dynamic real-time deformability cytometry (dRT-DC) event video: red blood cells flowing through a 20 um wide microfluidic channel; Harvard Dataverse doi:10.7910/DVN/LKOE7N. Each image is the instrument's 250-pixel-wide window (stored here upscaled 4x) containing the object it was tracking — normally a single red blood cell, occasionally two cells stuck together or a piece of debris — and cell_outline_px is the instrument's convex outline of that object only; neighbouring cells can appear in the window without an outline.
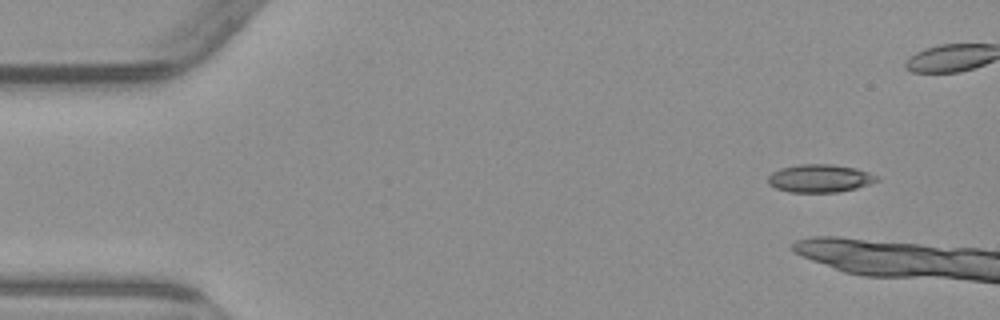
{"species": "common noctule bat (a hibernating species)", "species_latin": "Nyctalus noctula", "temperature_condition": "warm", "stored_images_in_passage": 3, "camera_frame_rate_fps": 3000, "um_per_image_px": 0.085, "animal": {"sex": "male", "body_mass_g": 23.1, "forearm_length_mm": 52.7}, "frame": {"image": 1, "passage_image": 1, "time_ms": 0.0, "image_size_px": [1000, 320], "cell_outline_px": [[880, 180], [856, 188], [836, 192], [788, 192], [776, 188], [768, 184], [768, 176], [772, 172], [780, 168], [800, 164], [832, 164], [856, 168], [868, 172], [876, 176]], "centroid_in_image_um": [69.65, 15.15], "position_along_channel_um": 15.3, "area_um2": 17.69}}